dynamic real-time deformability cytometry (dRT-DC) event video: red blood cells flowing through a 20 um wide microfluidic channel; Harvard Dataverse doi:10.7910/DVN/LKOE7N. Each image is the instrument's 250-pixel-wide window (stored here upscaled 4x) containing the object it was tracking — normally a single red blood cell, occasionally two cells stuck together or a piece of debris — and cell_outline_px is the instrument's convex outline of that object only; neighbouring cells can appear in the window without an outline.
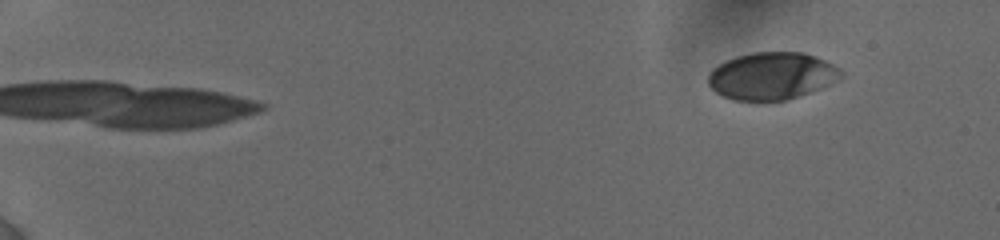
{"species": "human", "species_latin": "Homo sapiens", "temperature_condition": "cold", "stored_images_in_passage": 23, "camera_frame_rate_fps": 3000, "um_per_image_px": 0.085, "donor": {"sex": "female"}, "frame": {"image": 1, "passage_image": 1, "time_ms": 0.0, "image_size_px": [1000, 240], "cell_outline_px": [[844, 76], [840, 80], [824, 88], [788, 100], [732, 100], [716, 92], [708, 84], [708, 76], [712, 68], [724, 60], [736, 56], [752, 52], [804, 52], [816, 56], [840, 68], [844, 72]], "centroid_in_image_um": [65.65, 6.45], "position_along_channel_um": 19.4, "area_um2": 37.17}}
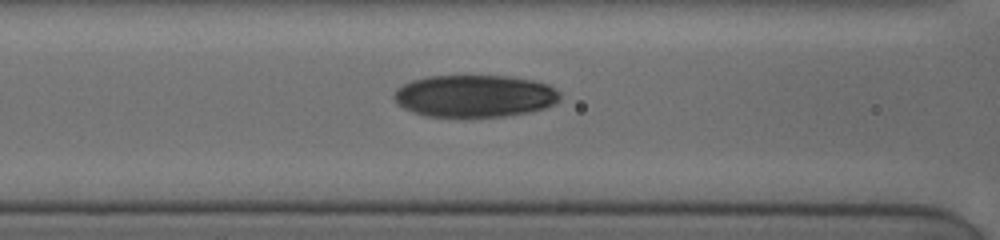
{"frame": {"image": 2, "passage_image": 16, "time_ms": 7.0, "image_size_px": [1000, 240], "cell_outline_px": [[560, 100], [544, 108], [528, 112], [504, 116], [428, 116], [412, 112], [404, 108], [392, 96], [396, 88], [412, 80], [428, 76], [508, 76], [532, 80], [548, 84], [560, 96]], "centroid_in_image_um": [40.31, 8.15], "position_along_channel_um": 126.3, "area_um2": 40.46}}
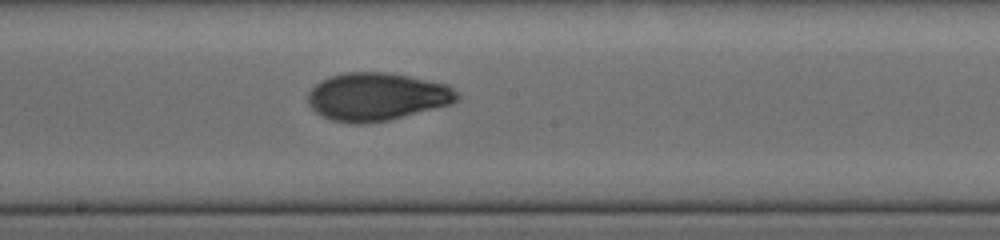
{"frame": {"image": 3, "passage_image": 23, "time_ms": 9.333, "image_size_px": [1000, 240], "cell_outline_px": [[460, 100], [452, 104], [388, 120], [368, 124], [352, 124], [332, 120], [316, 112], [308, 104], [308, 92], [320, 80], [344, 72], [388, 72], [448, 84], [460, 96]], "centroid_in_image_um": [32.04, 8.22], "position_along_channel_um": 216.2, "area_um2": 41.79}}